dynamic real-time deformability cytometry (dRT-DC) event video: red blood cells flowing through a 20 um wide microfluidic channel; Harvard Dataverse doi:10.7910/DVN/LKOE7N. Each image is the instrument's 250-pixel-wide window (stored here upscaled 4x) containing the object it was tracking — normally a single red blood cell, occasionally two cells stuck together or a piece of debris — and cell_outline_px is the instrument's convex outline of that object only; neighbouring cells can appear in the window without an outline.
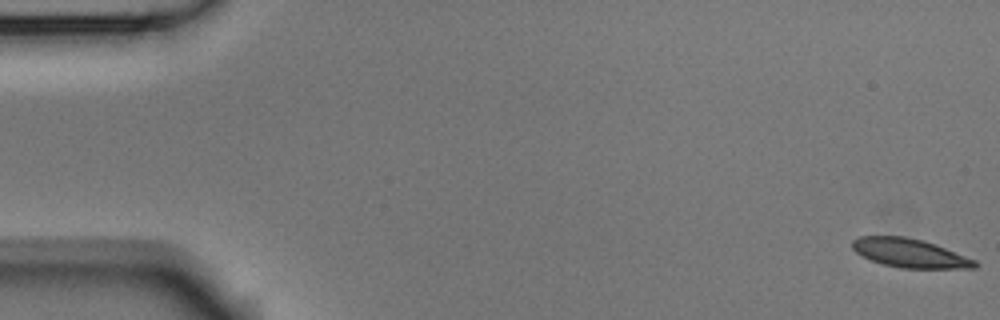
{"species": "Egyptian fruit bat (a non-hibernating species)", "species_latin": "Rousettus aegyptiacus", "temperature_condition": "room temperature", "stored_images_in_passage": 11, "camera_frame_rate_fps": 3000, "um_per_image_px": 0.085, "animal": {"sex": "male"}, "frame": {"image": 1, "passage_image": 1, "time_ms": 0.0, "image_size_px": [1000, 320], "cell_outline_px": [[980, 264], [976, 268], [900, 268], [884, 264], [860, 256], [852, 248], [852, 240], [860, 236], [904, 236], [924, 240], [936, 244], [976, 260]], "centroid_in_image_um": [77.34, 21.51], "position_along_channel_um": 7.7, "area_um2": 20.69}}
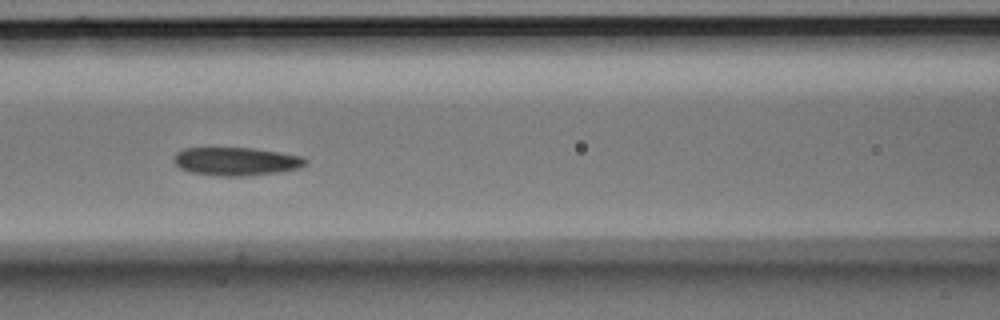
{"frame": {"image": 2, "passage_image": 7, "time_ms": 2.0, "image_size_px": [1000, 320], "cell_outline_px": [[308, 160], [300, 168], [280, 172], [240, 176], [216, 176], [188, 172], [180, 168], [172, 160], [176, 152], [184, 148], [252, 148], [300, 156]], "centroid_in_image_um": [20.01, 13.72], "position_along_channel_um": 146.6, "area_um2": 21.62}}
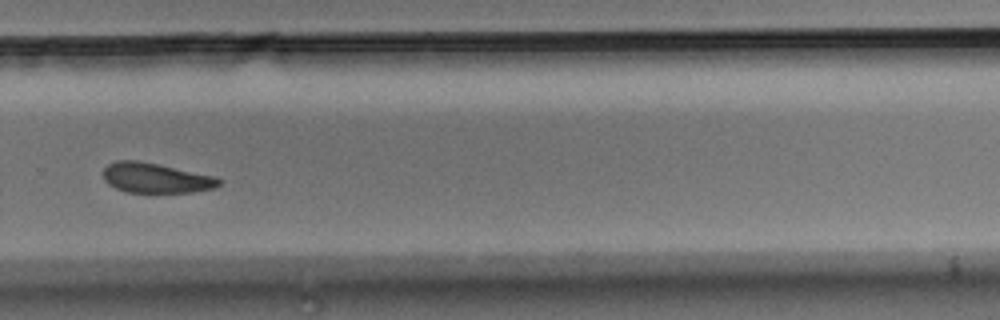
{"frame": {"image": 3, "passage_image": 11, "time_ms": 3.333, "image_size_px": [1000, 320], "cell_outline_px": [[224, 180], [216, 188], [192, 192], [124, 192], [108, 184], [104, 180], [104, 168], [108, 164], [116, 160], [136, 160], [156, 164], [212, 176]], "centroid_in_image_um": [13.22, 15.14], "position_along_channel_um": 316.6, "area_um2": 20.0}}